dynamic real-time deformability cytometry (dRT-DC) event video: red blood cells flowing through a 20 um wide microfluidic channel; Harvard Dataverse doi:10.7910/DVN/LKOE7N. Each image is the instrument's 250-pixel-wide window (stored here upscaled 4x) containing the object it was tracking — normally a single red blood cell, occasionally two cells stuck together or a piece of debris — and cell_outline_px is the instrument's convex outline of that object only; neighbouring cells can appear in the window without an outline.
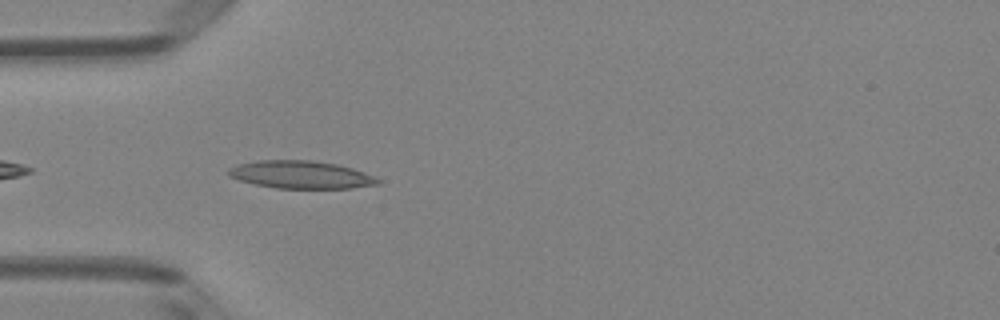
{"species": "Egyptian fruit bat (a non-hibernating species)", "species_latin": "Rousettus aegyptiacus", "temperature_condition": "room temperature", "stored_images_in_passage": 38, "camera_frame_rate_fps": 3000, "um_per_image_px": 0.085, "animal": {"sex": "female"}, "frame": {"image": 1, "passage_image": 3, "time_ms": 0.667, "image_size_px": [1000, 320], "cell_outline_px": [[380, 184], [352, 188], [276, 188], [256, 184], [240, 180], [228, 176], [228, 168], [236, 164], [256, 160], [312, 160], [336, 164], [352, 168], [364, 172], [380, 180]], "centroid_in_image_um": [25.55, 14.84], "position_along_channel_um": 59.5, "area_um2": 24.1}}
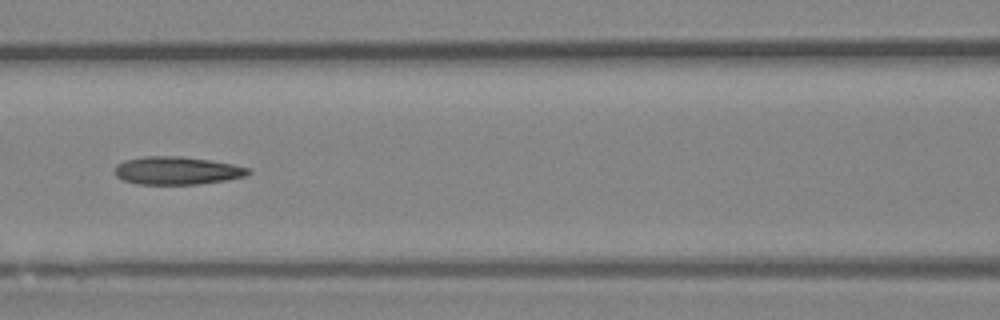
{"frame": {"image": 2, "passage_image": 10, "time_ms": 3.0, "image_size_px": [1000, 320], "cell_outline_px": [[252, 172], [248, 176], [228, 180], [200, 184], [136, 184], [124, 180], [116, 176], [116, 164], [124, 160], [144, 156], [180, 156], [208, 160], [232, 164], [248, 168]], "centroid_in_image_um": [15.06, 14.5], "position_along_channel_um": 151.5, "area_um2": 21.79}}
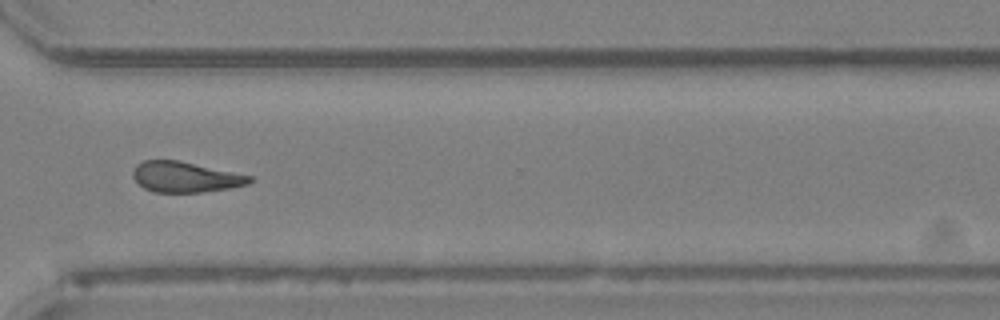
{"frame": {"image": 3, "passage_image": 25, "time_ms": 8.0, "image_size_px": [1000, 320], "cell_outline_px": [[252, 180], [248, 184], [228, 188], [200, 192], [152, 192], [144, 188], [132, 176], [132, 172], [136, 164], [144, 160], [176, 160], [252, 176]], "centroid_in_image_um": [15.71, 15.04], "position_along_channel_um": 354.9, "area_um2": 20.46}, "authors_computed_cell_mechanics": {"area_um2": 21.3282, "velocity_mm_per_s": 4.0744, "shape_relaxation_time_tau1_ms": 6.0842, "shape_relaxation_time_tau2_ms": 4.0743, "deformation_change_tau1": 0.1707, "deformation_change_tau2": 0.1416}}